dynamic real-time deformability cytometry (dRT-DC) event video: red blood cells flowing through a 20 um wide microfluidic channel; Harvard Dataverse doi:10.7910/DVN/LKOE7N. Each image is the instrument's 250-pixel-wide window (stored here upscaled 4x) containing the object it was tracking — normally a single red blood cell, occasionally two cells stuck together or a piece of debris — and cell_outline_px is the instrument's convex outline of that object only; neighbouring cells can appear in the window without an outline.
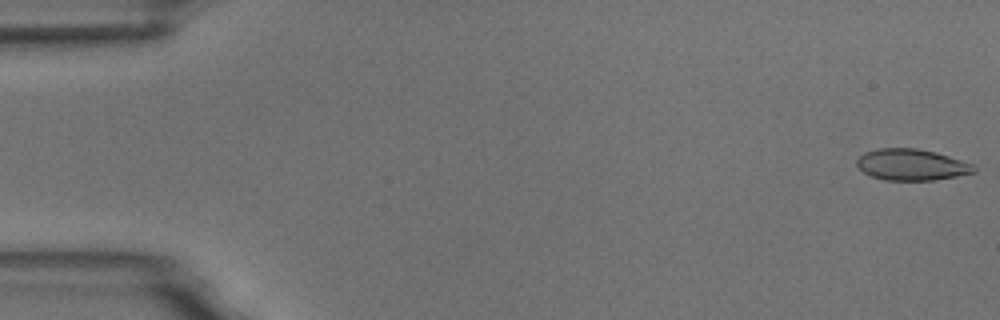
{"species": "common noctule bat (a hibernating species)", "species_latin": "Nyctalus noctula", "temperature_condition": "room temperature", "stored_images_in_passage": 8, "camera_frame_rate_fps": 3000, "um_per_image_px": 0.085, "animal": {"sex": "male", "body_mass_g": 18.8}, "frame": {"image": 1, "passage_image": 1, "time_ms": 0.0, "image_size_px": [1000, 320], "cell_outline_px": [[976, 172], [956, 176], [932, 180], [884, 180], [872, 176], [864, 172], [856, 164], [856, 160], [864, 152], [876, 148], [916, 148], [936, 152], [972, 164], [976, 168]], "centroid_in_image_um": [77.46, 13.99], "position_along_channel_um": 7.5, "area_um2": 21.27}}